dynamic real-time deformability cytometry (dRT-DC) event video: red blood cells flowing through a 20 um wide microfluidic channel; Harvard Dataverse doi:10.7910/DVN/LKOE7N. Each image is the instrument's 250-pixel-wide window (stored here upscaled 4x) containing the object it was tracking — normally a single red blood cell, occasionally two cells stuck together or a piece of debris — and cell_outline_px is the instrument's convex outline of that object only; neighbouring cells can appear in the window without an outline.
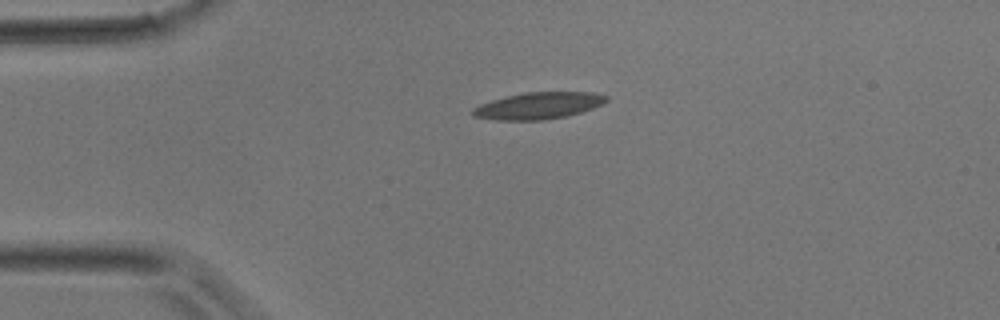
{"species": "common noctule bat (a hibernating species)", "species_latin": "Nyctalus noctula", "temperature_condition": "room temperature", "stored_images_in_passage": 3, "camera_frame_rate_fps": 3000, "um_per_image_px": 0.085, "animal": {"sex": "male", "body_mass_g": 17.9}, "frame": {"image": 1, "passage_image": 1, "time_ms": 0.0, "image_size_px": [1000, 320], "cell_outline_px": [[608, 100], [604, 104], [568, 116], [544, 120], [496, 120], [472, 116], [472, 108], [480, 104], [504, 96], [524, 92], [592, 92], [608, 96]], "centroid_in_image_um": [45.76, 8.98], "position_along_channel_um": 39.2, "area_um2": 20.98}}
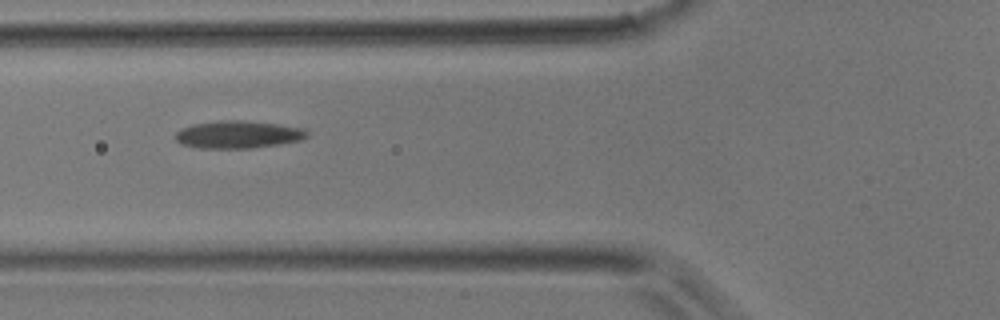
{"frame": {"image": 2, "passage_image": 3, "time_ms": 0.667, "image_size_px": [1000, 320], "cell_outline_px": [[308, 136], [300, 140], [252, 148], [200, 148], [180, 144], [176, 140], [176, 132], [192, 124], [220, 120], [244, 120], [276, 124], [300, 128], [308, 132]], "centroid_in_image_um": [20.2, 11.43], "position_along_channel_um": 105.6, "area_um2": 20.87}}